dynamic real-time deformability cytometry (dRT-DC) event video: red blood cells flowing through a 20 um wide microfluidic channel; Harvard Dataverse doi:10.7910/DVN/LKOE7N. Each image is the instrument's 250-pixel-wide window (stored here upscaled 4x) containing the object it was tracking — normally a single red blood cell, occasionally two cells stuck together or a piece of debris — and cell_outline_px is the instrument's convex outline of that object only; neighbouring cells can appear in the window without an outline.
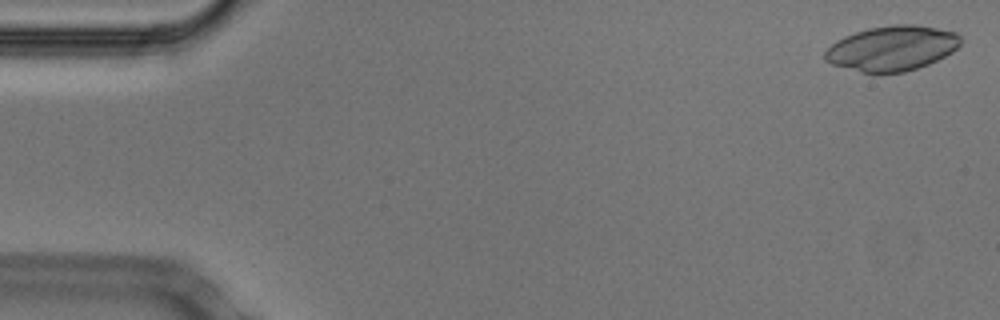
{"species": "Egyptian fruit bat (a non-hibernating species)", "species_latin": "Rousettus aegyptiacus", "temperature_condition": "cold", "stored_images_in_passage": 53, "camera_frame_rate_fps": 3000, "um_per_image_px": 0.085, "animal": {"sex": "male"}, "frame": {"image": 1, "passage_image": 2, "time_ms": 0.333, "image_size_px": [1000, 320], "cell_outline_px": [[960, 44], [952, 52], [928, 64], [904, 72], [860, 72], [832, 64], [824, 60], [824, 52], [836, 40], [844, 36], [868, 28], [896, 24], [912, 24], [936, 28], [956, 32], [960, 36]], "centroid_in_image_um": [75.8, 4.09], "position_along_channel_um": 9.2, "area_um2": 35.26}}
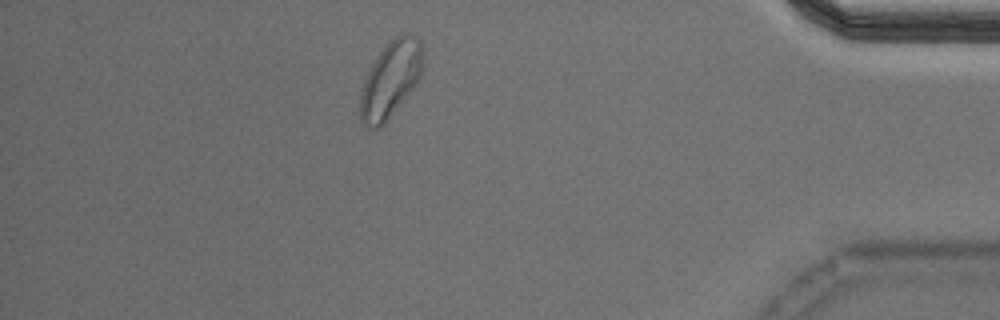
{"frame": {"image": 2, "passage_image": 47, "time_ms": 15.333, "image_size_px": [1000, 320], "cell_outline_px": [[424, 56], [420, 76], [412, 88], [388, 120], [380, 128], [368, 128], [360, 120], [360, 92], [364, 80], [372, 64], [380, 52], [400, 32], [408, 32], [420, 40], [424, 44]], "centroid_in_image_um": [33.21, 6.73], "position_along_channel_um": 402.0, "area_um2": 27.86}}